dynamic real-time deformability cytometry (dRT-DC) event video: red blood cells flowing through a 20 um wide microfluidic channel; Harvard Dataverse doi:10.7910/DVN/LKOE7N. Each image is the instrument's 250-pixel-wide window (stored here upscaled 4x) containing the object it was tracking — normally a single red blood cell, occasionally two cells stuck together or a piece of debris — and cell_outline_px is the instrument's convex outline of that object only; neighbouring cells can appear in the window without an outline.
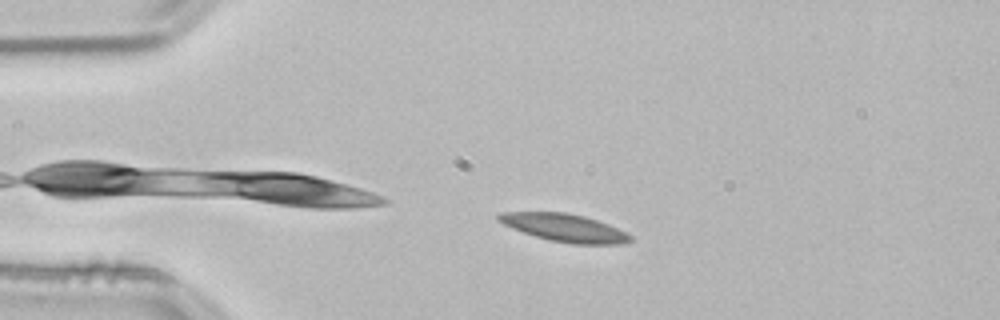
{"species": "common noctule bat (a hibernating species)", "species_latin": "Nyctalus noctula", "temperature_condition": "room temperature", "stored_images_in_passage": 45, "camera_frame_rate_fps": 3000, "um_per_image_px": 0.085, "animal": {"sex": "male", "body_mass_g": 21.5, "forearm_length_mm": 52.0}, "frame": {"image": 1, "passage_image": 3, "time_ms": 0.667, "image_size_px": [1000, 320], "cell_outline_px": [[632, 240], [624, 244], [572, 244], [548, 240], [512, 228], [496, 220], [496, 216], [500, 212], [564, 212], [584, 216], [608, 224], [632, 236]], "centroid_in_image_um": [47.97, 19.36], "position_along_channel_um": 37.0, "area_um2": 21.21}}
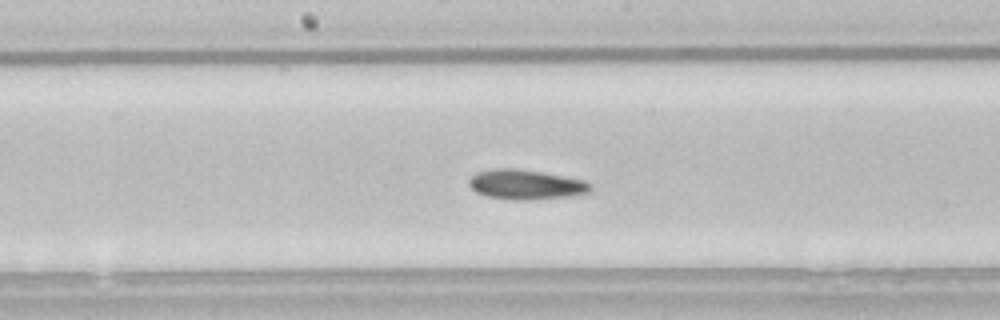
{"frame": {"image": 2, "passage_image": 19, "time_ms": 6.0, "image_size_px": [1000, 320], "cell_outline_px": [[592, 192], [568, 196], [528, 200], [516, 200], [488, 196], [476, 192], [468, 184], [468, 180], [476, 172], [496, 168], [516, 168], [544, 172], [584, 180], [592, 184]], "centroid_in_image_um": [44.72, 15.67], "position_along_channel_um": 203.5, "area_um2": 21.15}}
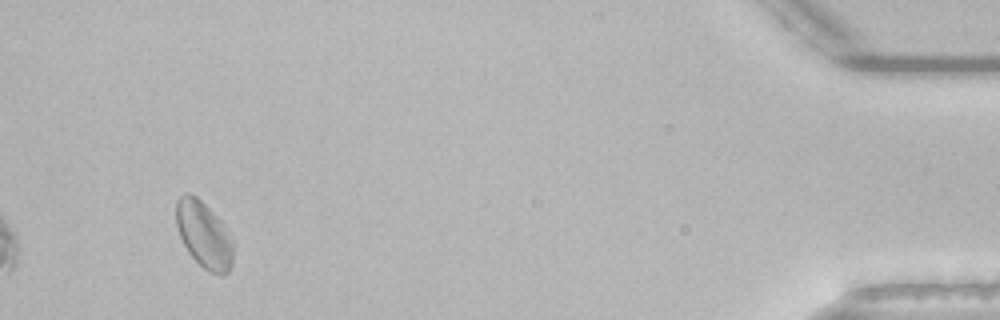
{"frame": {"image": 3, "passage_image": 42, "time_ms": 13.667, "image_size_px": [1000, 320], "cell_outline_px": [[232, 264], [228, 272], [224, 276], [220, 276], [208, 272], [188, 252], [180, 236], [176, 224], [176, 200], [184, 192], [188, 192], [196, 196], [224, 224], [232, 240]], "centroid_in_image_um": [17.33, 19.96], "position_along_channel_um": 417.9, "area_um2": 22.02}, "authors_computed_cell_mechanics": {"area_um2": 20.8658, "velocity_mm_per_s": 3.7823, "shape_relaxation_time_tau1_ms": null, "shape_relaxation_time_tau2_ms": 3.8154, "deformation_change_tau1": null, "deformation_change_tau2": 0.0805}}